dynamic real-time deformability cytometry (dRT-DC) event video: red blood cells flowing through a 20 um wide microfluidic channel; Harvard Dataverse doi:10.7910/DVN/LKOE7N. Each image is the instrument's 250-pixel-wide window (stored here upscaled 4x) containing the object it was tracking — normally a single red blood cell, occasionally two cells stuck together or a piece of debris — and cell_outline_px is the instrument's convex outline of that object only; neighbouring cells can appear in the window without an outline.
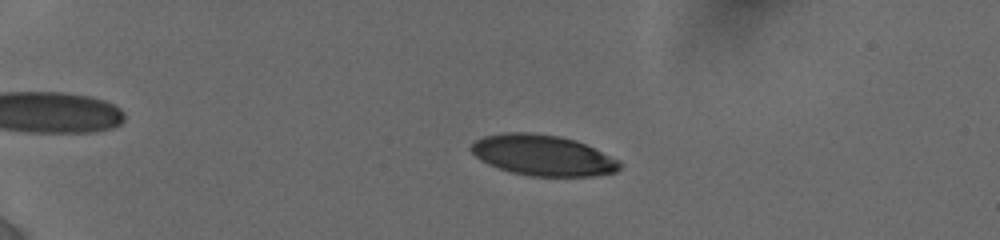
{"species": "human", "species_latin": "Homo sapiens", "temperature_condition": "cold", "stored_images_in_passage": 10, "camera_frame_rate_fps": 3000, "um_per_image_px": 0.085, "donor": {"sex": "female"}, "frame": {"image": 1, "passage_image": 6, "time_ms": 3.667, "image_size_px": [1000, 240], "cell_outline_px": [[620, 168], [616, 172], [596, 176], [528, 176], [512, 172], [488, 164], [480, 160], [468, 148], [476, 140], [484, 136], [504, 132], [528, 132], [560, 136], [576, 140], [620, 160]], "centroid_in_image_um": [46.14, 13.2], "position_along_channel_um": 38.9, "area_um2": 35.32}}
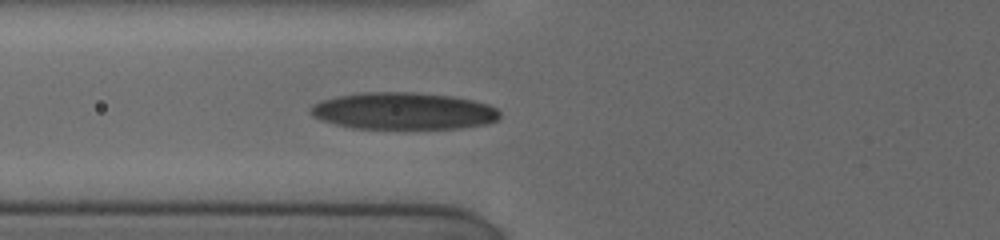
{"frame": {"image": 2, "passage_image": 10, "time_ms": 7.0, "image_size_px": [1000, 240], "cell_outline_px": [[500, 120], [488, 124], [460, 128], [352, 128], [320, 120], [312, 116], [308, 112], [308, 108], [312, 104], [320, 100], [336, 96], [360, 92], [412, 92], [452, 96], [472, 100], [488, 104], [496, 108], [500, 112]], "centroid_in_image_um": [34.26, 9.43], "position_along_channel_um": 91.5, "area_um2": 41.15}}